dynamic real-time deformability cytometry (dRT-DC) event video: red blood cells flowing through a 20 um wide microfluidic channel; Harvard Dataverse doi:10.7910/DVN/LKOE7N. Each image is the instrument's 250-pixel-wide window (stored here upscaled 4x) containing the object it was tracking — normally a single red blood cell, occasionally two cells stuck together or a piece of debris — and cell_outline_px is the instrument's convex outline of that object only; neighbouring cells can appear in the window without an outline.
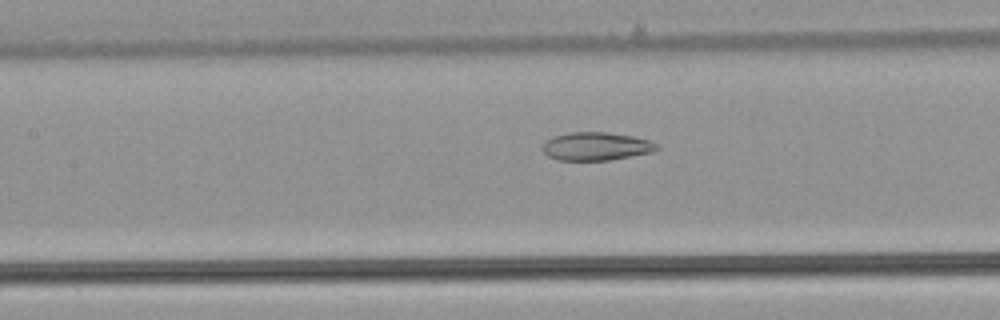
{"species": "common noctule bat (a hibernating species)", "species_latin": "Nyctalus noctula", "temperature_condition": "warm", "stored_images_in_passage": 52, "camera_frame_rate_fps": 3000, "um_per_image_px": 0.085, "animal": {"sex": "male", "body_mass_g": 21.5, "forearm_length_mm": 52.0}, "frame": {"image": 1, "passage_image": 24, "time_ms": 7.667, "image_size_px": [1000, 320], "cell_outline_px": [[660, 148], [656, 152], [608, 160], [556, 160], [548, 156], [540, 148], [544, 140], [556, 136], [572, 132], [608, 132], [632, 136], [648, 140], [656, 144]], "centroid_in_image_um": [50.66, 12.44], "position_along_channel_um": 156.7, "area_um2": 18.9}}
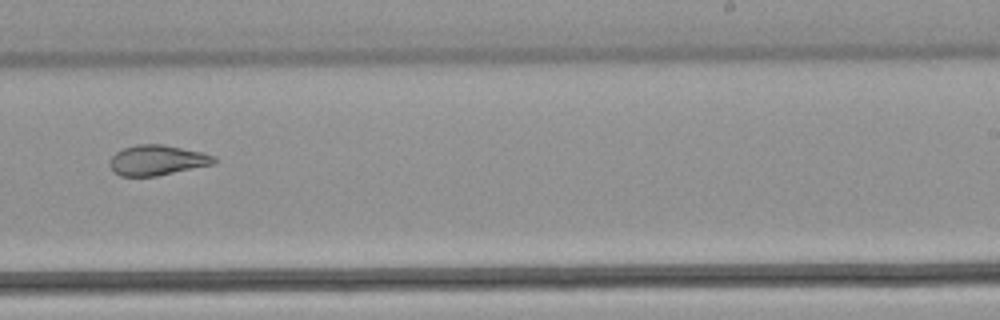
{"frame": {"image": 2, "passage_image": 33, "time_ms": 10.667, "image_size_px": [1000, 320], "cell_outline_px": [[216, 160], [212, 164], [156, 176], [120, 176], [112, 172], [108, 164], [112, 156], [116, 152], [124, 148], [136, 144], [164, 144], [204, 152], [216, 156]], "centroid_in_image_um": [13.33, 13.61], "position_along_channel_um": 275.7, "area_um2": 18.5}}
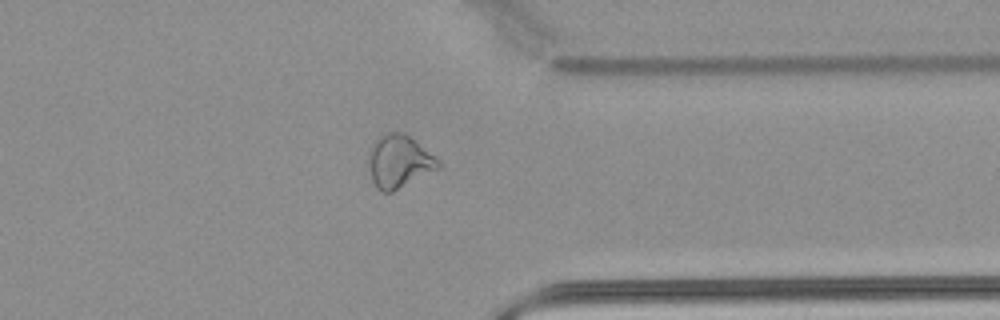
{"frame": {"image": 3, "passage_image": 41, "time_ms": 13.333, "image_size_px": [1000, 320], "cell_outline_px": [[440, 168], [392, 192], [380, 192], [376, 188], [372, 180], [368, 168], [368, 152], [372, 144], [380, 136], [388, 132], [404, 132], [416, 140], [436, 156], [440, 160]], "centroid_in_image_um": [33.92, 13.72], "position_along_channel_um": 377.5, "area_um2": 21.79}, "authors_computed_cell_mechanics": {"area_um2": 23.3801, "velocity_mm_per_s": 3.9761, "shape_relaxation_time_tau1_ms": null, "shape_relaxation_time_tau2_ms": 2.6705, "deformation_change_tau1": null, "deformation_change_tau2": 0.0992}}